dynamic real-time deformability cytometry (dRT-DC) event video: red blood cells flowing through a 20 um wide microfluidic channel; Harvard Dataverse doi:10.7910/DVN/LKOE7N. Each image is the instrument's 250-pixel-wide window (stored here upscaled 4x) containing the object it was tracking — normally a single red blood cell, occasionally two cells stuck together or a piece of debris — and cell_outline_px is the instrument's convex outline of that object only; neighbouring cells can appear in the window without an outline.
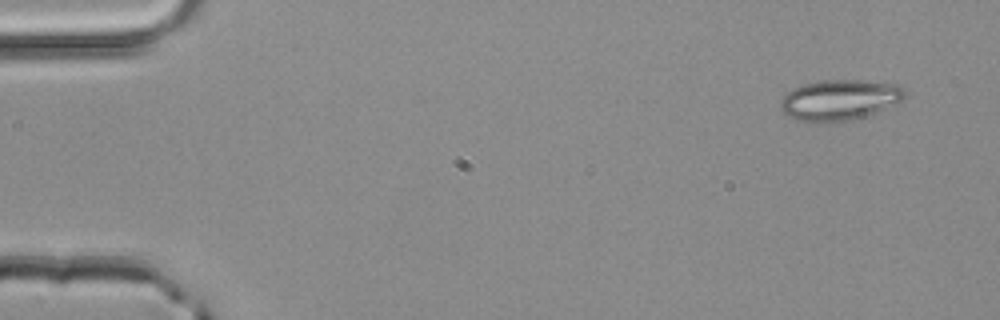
{"species": "common noctule bat (a hibernating species)", "species_latin": "Nyctalus noctula", "temperature_condition": "room temperature", "stored_images_in_passage": 4, "camera_frame_rate_fps": 3000, "um_per_image_px": 0.085, "animal": {"sex": "male", "body_mass_g": 20.4}, "frame": {"image": 1, "passage_image": 1, "time_ms": 0.0, "image_size_px": [1000, 320], "cell_outline_px": [[908, 96], [904, 100], [876, 112], [864, 116], [848, 120], [824, 124], [796, 120], [788, 116], [780, 108], [780, 100], [792, 88], [804, 84], [820, 80], [864, 80], [900, 84], [908, 92]], "centroid_in_image_um": [71.4, 8.49], "position_along_channel_um": 13.6, "area_um2": 30.0}}